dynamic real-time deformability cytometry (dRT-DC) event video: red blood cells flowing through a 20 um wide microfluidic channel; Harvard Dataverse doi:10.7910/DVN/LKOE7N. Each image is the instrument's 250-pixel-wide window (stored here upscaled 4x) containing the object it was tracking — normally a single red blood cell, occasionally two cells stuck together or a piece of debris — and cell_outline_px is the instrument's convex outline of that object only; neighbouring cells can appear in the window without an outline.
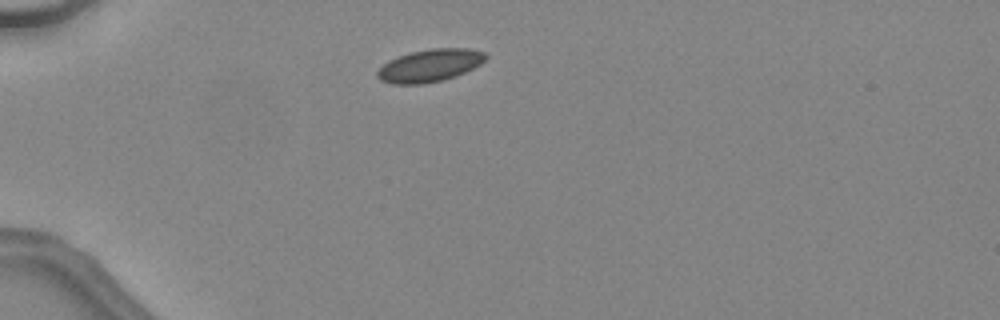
{"species": "common noctule bat (a hibernating species)", "species_latin": "Nyctalus noctula", "temperature_condition": "warm", "stored_images_in_passage": 28, "camera_frame_rate_fps": 3000, "um_per_image_px": 0.085, "animal": {"sex": "female", "body_mass_g": 24.6, "forearm_length_mm": 56.2}, "frame": {"image": 1, "passage_image": 1, "time_ms": 0.0, "image_size_px": [1000, 320], "cell_outline_px": [[488, 56], [480, 64], [456, 76], [444, 80], [420, 84], [392, 84], [380, 80], [376, 76], [376, 72], [388, 60], [412, 52], [432, 48], [468, 48], [484, 52]], "centroid_in_image_um": [36.52, 5.57], "position_along_channel_um": 48.5, "area_um2": 20.46}}
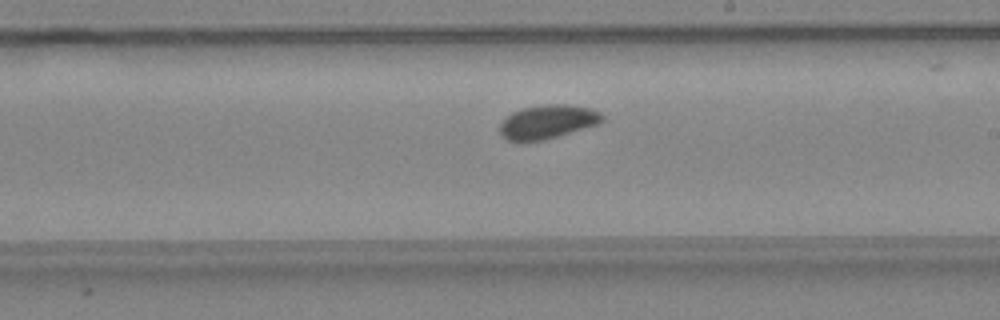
{"frame": {"image": 2, "passage_image": 16, "time_ms": 5.0, "image_size_px": [1000, 320], "cell_outline_px": [[604, 120], [596, 124], [544, 140], [520, 144], [504, 140], [500, 136], [500, 124], [512, 112], [524, 108], [548, 104], [568, 104], [588, 108], [600, 112], [604, 116]], "centroid_in_image_um": [46.47, 10.39], "position_along_channel_um": 242.5, "area_um2": 20.35}}
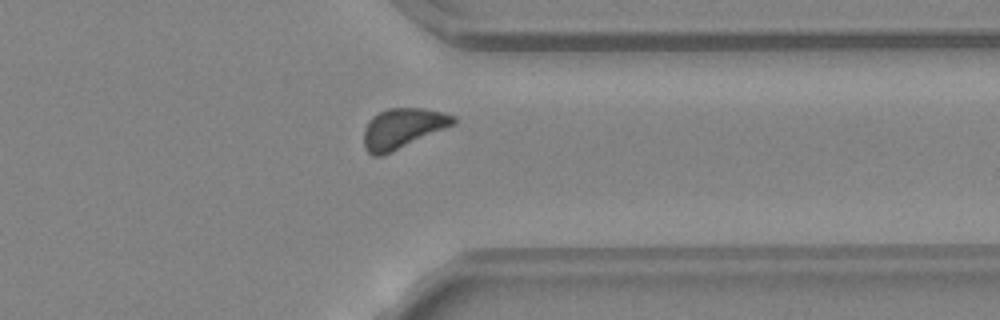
{"frame": {"image": 3, "passage_image": 25, "time_ms": 8.0, "image_size_px": [1000, 320], "cell_outline_px": [[456, 124], [392, 152], [380, 156], [372, 156], [364, 148], [364, 128], [368, 120], [372, 116], [388, 108], [424, 108], [456, 116]], "centroid_in_image_um": [34.21, 10.91], "position_along_channel_um": 377.2, "area_um2": 21.04}}